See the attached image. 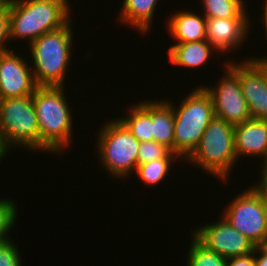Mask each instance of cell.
<instances>
[{
  "label": "cell",
  "instance_id": "20",
  "mask_svg": "<svg viewBox=\"0 0 267 266\" xmlns=\"http://www.w3.org/2000/svg\"><path fill=\"white\" fill-rule=\"evenodd\" d=\"M205 18H250L245 0H201Z\"/></svg>",
  "mask_w": 267,
  "mask_h": 266
},
{
  "label": "cell",
  "instance_id": "16",
  "mask_svg": "<svg viewBox=\"0 0 267 266\" xmlns=\"http://www.w3.org/2000/svg\"><path fill=\"white\" fill-rule=\"evenodd\" d=\"M215 52L217 50L207 40H203L173 44L167 55L168 60L176 67L197 69L205 66Z\"/></svg>",
  "mask_w": 267,
  "mask_h": 266
},
{
  "label": "cell",
  "instance_id": "13",
  "mask_svg": "<svg viewBox=\"0 0 267 266\" xmlns=\"http://www.w3.org/2000/svg\"><path fill=\"white\" fill-rule=\"evenodd\" d=\"M250 18H206V40L219 53L233 52L250 32ZM249 30V31H248Z\"/></svg>",
  "mask_w": 267,
  "mask_h": 266
},
{
  "label": "cell",
  "instance_id": "24",
  "mask_svg": "<svg viewBox=\"0 0 267 266\" xmlns=\"http://www.w3.org/2000/svg\"><path fill=\"white\" fill-rule=\"evenodd\" d=\"M17 213L18 210L13 199L0 198V242H7L12 239L9 237V233L15 226Z\"/></svg>",
  "mask_w": 267,
  "mask_h": 266
},
{
  "label": "cell",
  "instance_id": "10",
  "mask_svg": "<svg viewBox=\"0 0 267 266\" xmlns=\"http://www.w3.org/2000/svg\"><path fill=\"white\" fill-rule=\"evenodd\" d=\"M224 62V76L216 86L204 85L214 107L215 116L237 125L251 118L249 107L243 96L239 77ZM226 71V72H225Z\"/></svg>",
  "mask_w": 267,
  "mask_h": 266
},
{
  "label": "cell",
  "instance_id": "26",
  "mask_svg": "<svg viewBox=\"0 0 267 266\" xmlns=\"http://www.w3.org/2000/svg\"><path fill=\"white\" fill-rule=\"evenodd\" d=\"M10 15H9V5L7 0H5L0 5V54L11 50L7 46V42H10ZM9 48V49H8Z\"/></svg>",
  "mask_w": 267,
  "mask_h": 266
},
{
  "label": "cell",
  "instance_id": "14",
  "mask_svg": "<svg viewBox=\"0 0 267 266\" xmlns=\"http://www.w3.org/2000/svg\"><path fill=\"white\" fill-rule=\"evenodd\" d=\"M236 158L261 157L267 153V120L250 118L234 125Z\"/></svg>",
  "mask_w": 267,
  "mask_h": 266
},
{
  "label": "cell",
  "instance_id": "31",
  "mask_svg": "<svg viewBox=\"0 0 267 266\" xmlns=\"http://www.w3.org/2000/svg\"><path fill=\"white\" fill-rule=\"evenodd\" d=\"M264 4L262 5L263 7V13H262V25L264 27V30H267V0H264Z\"/></svg>",
  "mask_w": 267,
  "mask_h": 266
},
{
  "label": "cell",
  "instance_id": "6",
  "mask_svg": "<svg viewBox=\"0 0 267 266\" xmlns=\"http://www.w3.org/2000/svg\"><path fill=\"white\" fill-rule=\"evenodd\" d=\"M0 145L8 154L11 148L40 151V131L33 95L0 101Z\"/></svg>",
  "mask_w": 267,
  "mask_h": 266
},
{
  "label": "cell",
  "instance_id": "5",
  "mask_svg": "<svg viewBox=\"0 0 267 266\" xmlns=\"http://www.w3.org/2000/svg\"><path fill=\"white\" fill-rule=\"evenodd\" d=\"M199 166L206 174L227 181L237 162L234 142V125L214 117L206 127L201 140L185 160Z\"/></svg>",
  "mask_w": 267,
  "mask_h": 266
},
{
  "label": "cell",
  "instance_id": "11",
  "mask_svg": "<svg viewBox=\"0 0 267 266\" xmlns=\"http://www.w3.org/2000/svg\"><path fill=\"white\" fill-rule=\"evenodd\" d=\"M15 50L0 54V97H26L35 93V82L31 66Z\"/></svg>",
  "mask_w": 267,
  "mask_h": 266
},
{
  "label": "cell",
  "instance_id": "17",
  "mask_svg": "<svg viewBox=\"0 0 267 266\" xmlns=\"http://www.w3.org/2000/svg\"><path fill=\"white\" fill-rule=\"evenodd\" d=\"M158 2V0H123L118 21L131 25L140 34L145 35L151 28Z\"/></svg>",
  "mask_w": 267,
  "mask_h": 266
},
{
  "label": "cell",
  "instance_id": "8",
  "mask_svg": "<svg viewBox=\"0 0 267 266\" xmlns=\"http://www.w3.org/2000/svg\"><path fill=\"white\" fill-rule=\"evenodd\" d=\"M223 210L228 223L248 237L255 246L267 241V206L255 186L239 193Z\"/></svg>",
  "mask_w": 267,
  "mask_h": 266
},
{
  "label": "cell",
  "instance_id": "9",
  "mask_svg": "<svg viewBox=\"0 0 267 266\" xmlns=\"http://www.w3.org/2000/svg\"><path fill=\"white\" fill-rule=\"evenodd\" d=\"M191 236L206 249L227 259L253 253L256 248L248 237L232 227L223 216L216 222L192 230Z\"/></svg>",
  "mask_w": 267,
  "mask_h": 266
},
{
  "label": "cell",
  "instance_id": "22",
  "mask_svg": "<svg viewBox=\"0 0 267 266\" xmlns=\"http://www.w3.org/2000/svg\"><path fill=\"white\" fill-rule=\"evenodd\" d=\"M186 266H227V258L206 249L193 236Z\"/></svg>",
  "mask_w": 267,
  "mask_h": 266
},
{
  "label": "cell",
  "instance_id": "32",
  "mask_svg": "<svg viewBox=\"0 0 267 266\" xmlns=\"http://www.w3.org/2000/svg\"><path fill=\"white\" fill-rule=\"evenodd\" d=\"M263 160V164H262V171H261V180H267V153L265 154V156L262 158Z\"/></svg>",
  "mask_w": 267,
  "mask_h": 266
},
{
  "label": "cell",
  "instance_id": "34",
  "mask_svg": "<svg viewBox=\"0 0 267 266\" xmlns=\"http://www.w3.org/2000/svg\"><path fill=\"white\" fill-rule=\"evenodd\" d=\"M5 156H8L2 149L1 145H0V161H2Z\"/></svg>",
  "mask_w": 267,
  "mask_h": 266
},
{
  "label": "cell",
  "instance_id": "33",
  "mask_svg": "<svg viewBox=\"0 0 267 266\" xmlns=\"http://www.w3.org/2000/svg\"><path fill=\"white\" fill-rule=\"evenodd\" d=\"M265 31V36H266V40H267V30H264ZM265 42H267V41H265ZM249 59H259V60H262V61H266L267 62V56L265 57H262V58H256V57H250Z\"/></svg>",
  "mask_w": 267,
  "mask_h": 266
},
{
  "label": "cell",
  "instance_id": "3",
  "mask_svg": "<svg viewBox=\"0 0 267 266\" xmlns=\"http://www.w3.org/2000/svg\"><path fill=\"white\" fill-rule=\"evenodd\" d=\"M71 22L28 44L31 52L29 64L33 63L31 69L38 86H64L74 42Z\"/></svg>",
  "mask_w": 267,
  "mask_h": 266
},
{
  "label": "cell",
  "instance_id": "27",
  "mask_svg": "<svg viewBox=\"0 0 267 266\" xmlns=\"http://www.w3.org/2000/svg\"><path fill=\"white\" fill-rule=\"evenodd\" d=\"M227 266H255L253 253L227 259Z\"/></svg>",
  "mask_w": 267,
  "mask_h": 266
},
{
  "label": "cell",
  "instance_id": "25",
  "mask_svg": "<svg viewBox=\"0 0 267 266\" xmlns=\"http://www.w3.org/2000/svg\"><path fill=\"white\" fill-rule=\"evenodd\" d=\"M18 247L12 240L0 245V266H22Z\"/></svg>",
  "mask_w": 267,
  "mask_h": 266
},
{
  "label": "cell",
  "instance_id": "19",
  "mask_svg": "<svg viewBox=\"0 0 267 266\" xmlns=\"http://www.w3.org/2000/svg\"><path fill=\"white\" fill-rule=\"evenodd\" d=\"M118 119L138 141H153L152 100L134 104V107H130L128 114Z\"/></svg>",
  "mask_w": 267,
  "mask_h": 266
},
{
  "label": "cell",
  "instance_id": "18",
  "mask_svg": "<svg viewBox=\"0 0 267 266\" xmlns=\"http://www.w3.org/2000/svg\"><path fill=\"white\" fill-rule=\"evenodd\" d=\"M153 141L174 153V112L166 100H152Z\"/></svg>",
  "mask_w": 267,
  "mask_h": 266
},
{
  "label": "cell",
  "instance_id": "1",
  "mask_svg": "<svg viewBox=\"0 0 267 266\" xmlns=\"http://www.w3.org/2000/svg\"><path fill=\"white\" fill-rule=\"evenodd\" d=\"M64 88L38 86L33 94L40 131V153L64 154L72 140L73 115Z\"/></svg>",
  "mask_w": 267,
  "mask_h": 266
},
{
  "label": "cell",
  "instance_id": "7",
  "mask_svg": "<svg viewBox=\"0 0 267 266\" xmlns=\"http://www.w3.org/2000/svg\"><path fill=\"white\" fill-rule=\"evenodd\" d=\"M96 138L97 154L110 177L123 179L135 174L138 166V141L116 117L101 125ZM132 173V174H131Z\"/></svg>",
  "mask_w": 267,
  "mask_h": 266
},
{
  "label": "cell",
  "instance_id": "2",
  "mask_svg": "<svg viewBox=\"0 0 267 266\" xmlns=\"http://www.w3.org/2000/svg\"><path fill=\"white\" fill-rule=\"evenodd\" d=\"M10 15V41L25 39L30 44L45 33L70 22L68 0H7Z\"/></svg>",
  "mask_w": 267,
  "mask_h": 266
},
{
  "label": "cell",
  "instance_id": "23",
  "mask_svg": "<svg viewBox=\"0 0 267 266\" xmlns=\"http://www.w3.org/2000/svg\"><path fill=\"white\" fill-rule=\"evenodd\" d=\"M137 158L138 165L159 159H180L177 154L155 141L140 142Z\"/></svg>",
  "mask_w": 267,
  "mask_h": 266
},
{
  "label": "cell",
  "instance_id": "12",
  "mask_svg": "<svg viewBox=\"0 0 267 266\" xmlns=\"http://www.w3.org/2000/svg\"><path fill=\"white\" fill-rule=\"evenodd\" d=\"M241 61L228 60L226 65L239 77L251 118L267 120V85L263 73L249 58Z\"/></svg>",
  "mask_w": 267,
  "mask_h": 266
},
{
  "label": "cell",
  "instance_id": "21",
  "mask_svg": "<svg viewBox=\"0 0 267 266\" xmlns=\"http://www.w3.org/2000/svg\"><path fill=\"white\" fill-rule=\"evenodd\" d=\"M178 159H159L144 164H139L136 169V176L145 185L151 187L157 186L165 178L169 170L172 168V163Z\"/></svg>",
  "mask_w": 267,
  "mask_h": 266
},
{
  "label": "cell",
  "instance_id": "4",
  "mask_svg": "<svg viewBox=\"0 0 267 266\" xmlns=\"http://www.w3.org/2000/svg\"><path fill=\"white\" fill-rule=\"evenodd\" d=\"M166 101L174 112V153L185 161L215 117L213 102L203 85L183 97L178 107L171 100Z\"/></svg>",
  "mask_w": 267,
  "mask_h": 266
},
{
  "label": "cell",
  "instance_id": "28",
  "mask_svg": "<svg viewBox=\"0 0 267 266\" xmlns=\"http://www.w3.org/2000/svg\"><path fill=\"white\" fill-rule=\"evenodd\" d=\"M254 264L255 266H267V248L264 245L256 246L254 250Z\"/></svg>",
  "mask_w": 267,
  "mask_h": 266
},
{
  "label": "cell",
  "instance_id": "29",
  "mask_svg": "<svg viewBox=\"0 0 267 266\" xmlns=\"http://www.w3.org/2000/svg\"><path fill=\"white\" fill-rule=\"evenodd\" d=\"M263 73L264 80L267 85V62L259 59H250Z\"/></svg>",
  "mask_w": 267,
  "mask_h": 266
},
{
  "label": "cell",
  "instance_id": "30",
  "mask_svg": "<svg viewBox=\"0 0 267 266\" xmlns=\"http://www.w3.org/2000/svg\"><path fill=\"white\" fill-rule=\"evenodd\" d=\"M253 186H255L258 191L264 196V200L267 206V180H258L257 184H254Z\"/></svg>",
  "mask_w": 267,
  "mask_h": 266
},
{
  "label": "cell",
  "instance_id": "15",
  "mask_svg": "<svg viewBox=\"0 0 267 266\" xmlns=\"http://www.w3.org/2000/svg\"><path fill=\"white\" fill-rule=\"evenodd\" d=\"M167 25L169 35L177 43L206 40V18L202 14L178 10L167 20Z\"/></svg>",
  "mask_w": 267,
  "mask_h": 266
}]
</instances>
